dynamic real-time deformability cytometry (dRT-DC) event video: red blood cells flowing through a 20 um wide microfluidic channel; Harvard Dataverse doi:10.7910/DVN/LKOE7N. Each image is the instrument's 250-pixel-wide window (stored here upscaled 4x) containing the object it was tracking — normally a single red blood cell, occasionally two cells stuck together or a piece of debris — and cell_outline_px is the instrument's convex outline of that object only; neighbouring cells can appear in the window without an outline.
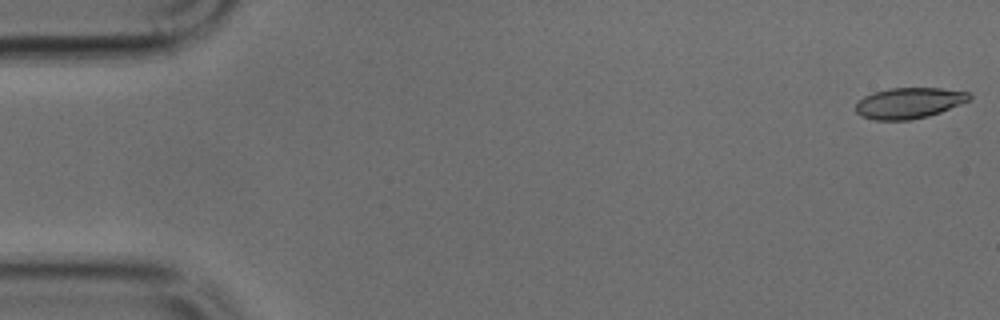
{"species": "common noctule bat (a hibernating species)", "species_latin": "Nyctalus noctula", "temperature_condition": "cold", "stored_images_in_passage": 25, "camera_frame_rate_fps": 3000, "um_per_image_px": 0.085, "animal": {"sex": "male", "body_mass_g": 17.9, "forearm_length_mm": 54.2}, "frame": {"image": 1, "passage_image": 1, "time_ms": 0.0, "image_size_px": [1000, 320], "cell_outline_px": [[972, 96], [968, 100], [960, 104], [940, 112], [928, 116], [908, 120], [872, 120], [860, 116], [856, 112], [856, 104], [864, 96], [872, 92], [888, 88], [940, 88], [968, 92]], "centroid_in_image_um": [77.22, 8.76], "position_along_channel_um": 7.8, "area_um2": 20.4}}
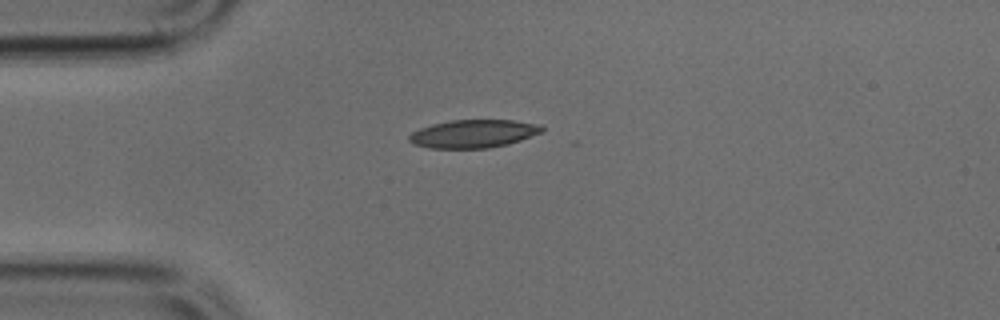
{"frame": {"image": 2, "passage_image": 12, "time_ms": 3.667, "image_size_px": [1000, 320], "cell_outline_px": [[544, 132], [508, 144], [488, 148], [428, 148], [412, 144], [408, 140], [408, 136], [412, 132], [420, 128], [432, 124], [452, 120], [516, 120], [544, 124]], "centroid_in_image_um": [40.28, 11.36], "position_along_channel_um": 44.7, "area_um2": 22.02}}
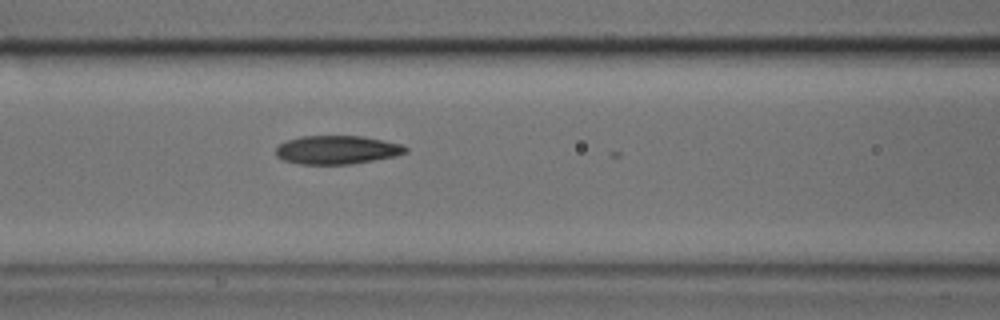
{"frame": {"image": 3, "passage_image": 20, "time_ms": 6.333, "image_size_px": [1000, 320], "cell_outline_px": [[408, 152], [396, 156], [352, 164], [300, 164], [284, 160], [276, 156], [276, 148], [280, 144], [288, 140], [300, 136], [364, 136], [384, 140], [400, 144], [408, 148]], "centroid_in_image_um": [28.67, 12.73], "position_along_channel_um": 137.9, "area_um2": 21.62}}